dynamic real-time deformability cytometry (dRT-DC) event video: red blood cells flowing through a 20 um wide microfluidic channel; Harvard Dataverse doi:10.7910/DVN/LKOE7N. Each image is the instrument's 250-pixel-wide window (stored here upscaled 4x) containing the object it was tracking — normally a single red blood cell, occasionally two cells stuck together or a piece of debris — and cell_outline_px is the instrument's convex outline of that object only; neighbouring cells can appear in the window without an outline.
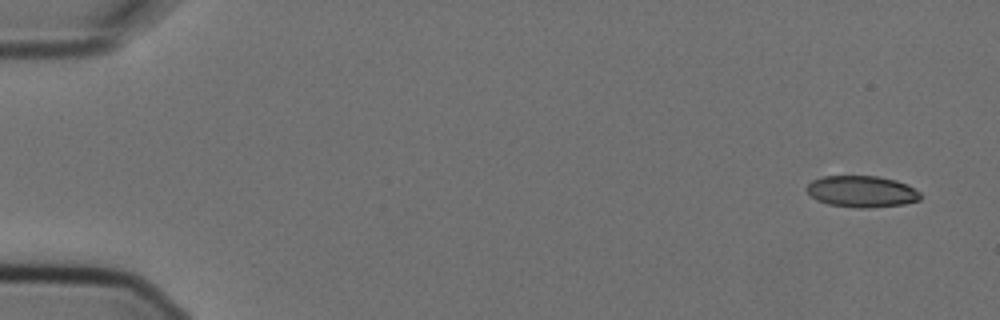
{"species": "Egyptian fruit bat (a non-hibernating species)", "species_latin": "Rousettus aegyptiacus", "temperature_condition": "cold", "stored_images_in_passage": 5, "segment_of_instrument_passage": [1, 2], "camera_frame_rate_fps": 3000, "um_per_image_px": 0.085, "animal": {"sex": "female"}, "frame": {"image": 1, "passage_image": 1, "time_ms": 0.0, "image_size_px": [1000, 320], "cell_outline_px": [[920, 200], [904, 204], [868, 208], [856, 208], [828, 204], [816, 200], [804, 188], [812, 180], [824, 176], [880, 176], [896, 180], [908, 184], [920, 192]], "centroid_in_image_um": [73.25, 16.27], "position_along_channel_um": 11.7, "area_um2": 21.04}}
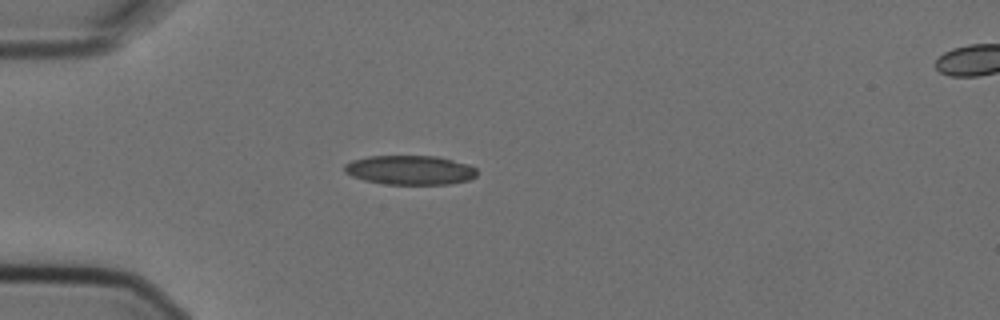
{"frame": {"image": 2, "passage_image": 4, "time_ms": 1.0, "image_size_px": [1000, 320], "cell_outline_px": [[476, 176], [468, 180], [448, 184], [384, 184], [364, 180], [352, 176], [344, 172], [344, 164], [352, 160], [368, 156], [436, 156], [468, 164], [476, 168]], "centroid_in_image_um": [34.82, 14.45], "position_along_channel_um": 50.2, "area_um2": 22.6}}